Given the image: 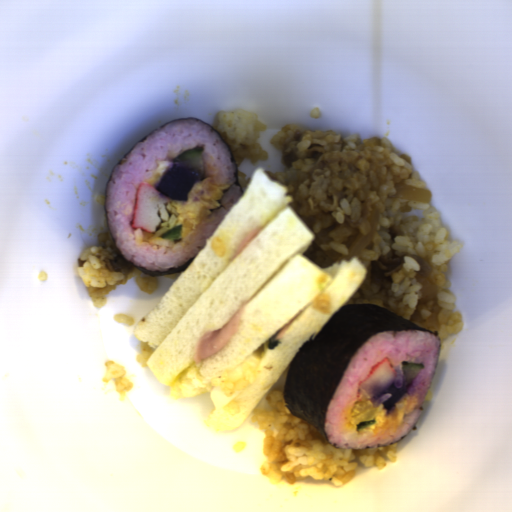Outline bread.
<instances>
[{
	"mask_svg": "<svg viewBox=\"0 0 512 512\" xmlns=\"http://www.w3.org/2000/svg\"><path fill=\"white\" fill-rule=\"evenodd\" d=\"M286 183L256 167L205 247L134 327L146 360L178 397L207 395L218 430L250 422L300 347L345 306L367 276L361 259L331 267L303 254L316 234L295 212ZM244 305L236 336L194 363L198 338Z\"/></svg>",
	"mask_w": 512,
	"mask_h": 512,
	"instance_id": "bread-1",
	"label": "bread"
}]
</instances>
